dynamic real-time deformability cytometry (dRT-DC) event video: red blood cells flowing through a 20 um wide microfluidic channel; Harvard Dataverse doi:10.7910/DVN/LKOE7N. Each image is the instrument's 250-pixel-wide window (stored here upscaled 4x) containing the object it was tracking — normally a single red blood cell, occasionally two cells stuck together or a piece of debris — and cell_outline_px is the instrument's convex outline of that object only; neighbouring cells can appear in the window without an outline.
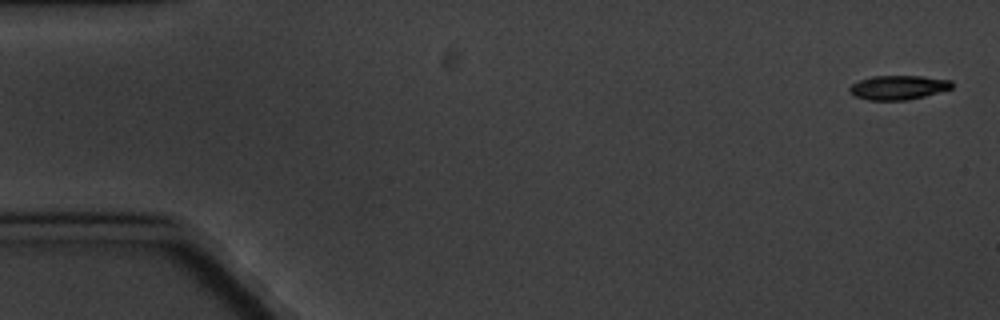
{"species": "common noctule bat (a hibernating species)", "species_latin": "Nyctalus noctula", "temperature_condition": "cold", "stored_images_in_passage": 5, "camera_frame_rate_fps": 3000, "um_per_image_px": 0.085, "animal": {"sex": "male", "body_mass_g": 20.1, "forearm_length_mm": 53.5}, "frame": {"image": 1, "passage_image": 1, "time_ms": 0.0, "image_size_px": [1000, 320], "cell_outline_px": [[952, 88], [924, 96], [908, 100], [868, 100], [852, 96], [848, 92], [848, 88], [852, 84], [860, 80], [872, 76], [924, 76], [952, 80]], "centroid_in_image_um": [76.31, 7.44], "position_along_channel_um": 8.7, "area_um2": 14.57}}